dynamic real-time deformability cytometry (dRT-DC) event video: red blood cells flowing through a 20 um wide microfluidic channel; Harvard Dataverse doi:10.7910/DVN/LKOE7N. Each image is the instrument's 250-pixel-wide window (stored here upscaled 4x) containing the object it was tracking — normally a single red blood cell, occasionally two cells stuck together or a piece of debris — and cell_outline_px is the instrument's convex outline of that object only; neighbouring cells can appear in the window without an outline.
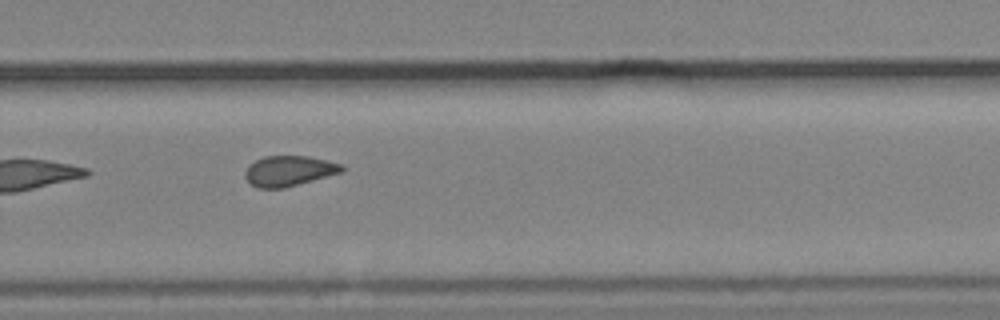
{"species": "common noctule bat (a hibernating species)", "species_latin": "Nyctalus noctula", "temperature_condition": "cold", "stored_images_in_passage": 9, "camera_frame_rate_fps": 3000, "um_per_image_px": 0.085, "animal": {"sex": "male", "body_mass_g": 19.2, "forearm_length_mm": 51.8}, "frame": {"image": 1, "passage_image": 9, "time_ms": 9.667, "image_size_px": [1000, 320], "cell_outline_px": [[344, 172], [284, 188], [260, 188], [252, 184], [244, 176], [244, 172], [248, 164], [264, 156], [308, 156], [344, 164]], "centroid_in_image_um": [24.59, 14.52], "position_along_channel_um": 305.2, "area_um2": 17.22}}